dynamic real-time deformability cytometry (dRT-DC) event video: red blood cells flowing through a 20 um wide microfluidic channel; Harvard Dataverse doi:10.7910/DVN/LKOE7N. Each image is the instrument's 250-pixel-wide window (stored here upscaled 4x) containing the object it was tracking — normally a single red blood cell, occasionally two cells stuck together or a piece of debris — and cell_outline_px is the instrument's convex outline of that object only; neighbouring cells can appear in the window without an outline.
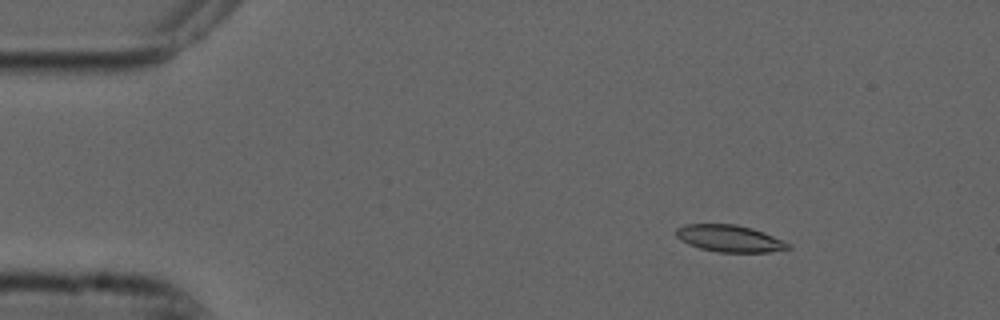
{"species": "common noctule bat (a hibernating species)", "species_latin": "Nyctalus noctula", "temperature_condition": "cold", "stored_images_in_passage": 55, "camera_frame_rate_fps": 3000, "um_per_image_px": 0.085, "animal": {"sex": "male", "forearm_length_mm": 52.5}, "frame": {"image": 1, "passage_image": 8, "time_ms": 2.333, "image_size_px": [1000, 320], "cell_outline_px": [[792, 248], [768, 252], [720, 252], [700, 248], [688, 244], [680, 240], [676, 236], [676, 228], [684, 224], [736, 224], [752, 228], [764, 232], [792, 244]], "centroid_in_image_um": [62.02, 20.26], "position_along_channel_um": 23.0, "area_um2": 17.63}}
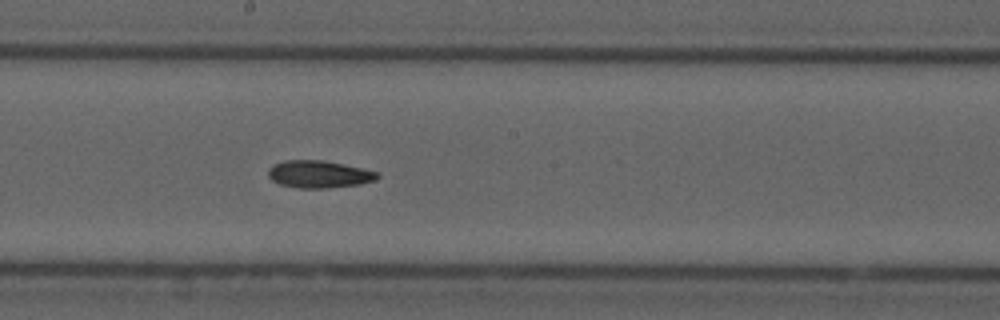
{"frame": {"image": 2, "passage_image": 30, "time_ms": 9.667, "image_size_px": [1000, 320], "cell_outline_px": [[380, 176], [376, 180], [360, 184], [328, 188], [300, 188], [280, 184], [272, 180], [268, 176], [268, 168], [272, 164], [284, 160], [324, 160], [344, 164], [380, 172]], "centroid_in_image_um": [27.12, 14.8], "position_along_channel_um": 221.1, "area_um2": 17.57}}
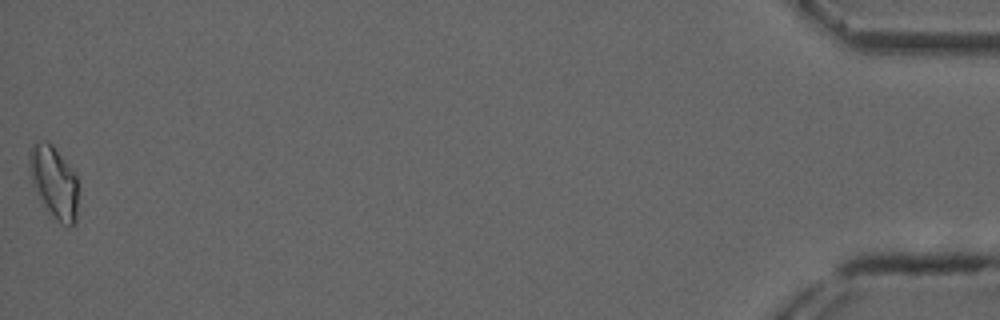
{"frame": {"image": 3, "passage_image": 55, "time_ms": 18.0, "image_size_px": [1000, 320], "cell_outline_px": [[76, 224], [68, 228], [60, 224], [44, 204], [36, 192], [28, 160], [28, 152], [32, 144], [44, 140], [48, 140], [52, 144], [76, 176]], "centroid_in_image_um": [4.58, 15.47], "position_along_channel_um": 430.6, "area_um2": 20.0}, "authors_computed_cell_mechanics": {"area_um2": 17.34, "velocity_mm_per_s": 3.7218, "shape_relaxation_time_tau1_ms": null, "shape_relaxation_time_tau2_ms": 8.7657, "deformation_change_tau1": null, "deformation_change_tau2": 0.1671}}